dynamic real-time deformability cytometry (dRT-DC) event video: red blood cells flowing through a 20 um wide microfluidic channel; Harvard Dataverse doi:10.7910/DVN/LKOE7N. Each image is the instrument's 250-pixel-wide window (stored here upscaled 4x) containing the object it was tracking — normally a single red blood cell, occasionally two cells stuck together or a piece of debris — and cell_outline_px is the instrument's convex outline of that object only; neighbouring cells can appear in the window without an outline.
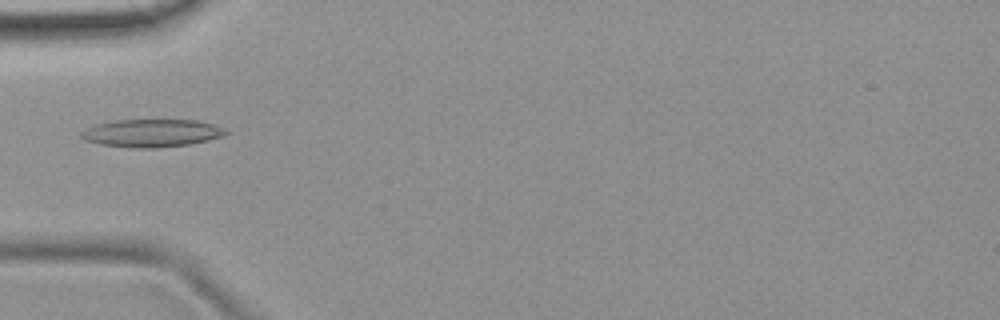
{"species": "common noctule bat (a hibernating species)", "species_latin": "Nyctalus noctula", "temperature_condition": "room temperature", "stored_images_in_passage": 33, "camera_frame_rate_fps": 3000, "um_per_image_px": 0.085, "animal": {"sex": "female", "body_mass_g": 19.9}, "frame": {"image": 1, "passage_image": 1, "time_ms": 0.0, "image_size_px": [1000, 320], "cell_outline_px": [[228, 132], [220, 136], [208, 140], [188, 144], [156, 148], [132, 148], [100, 144], [84, 140], [80, 136], [80, 132], [96, 124], [112, 120], [196, 120], [212, 124], [224, 128]], "centroid_in_image_um": [12.85, 11.31], "position_along_channel_um": 72.2, "area_um2": 23.29}}
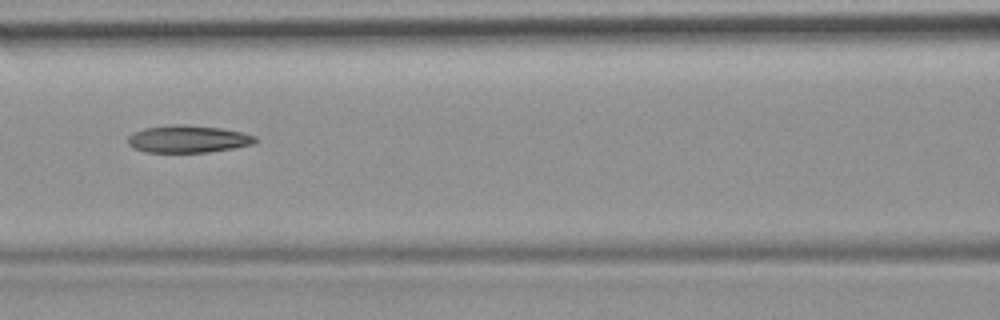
{"frame": {"image": 2, "passage_image": 7, "time_ms": 2.0, "image_size_px": [1000, 320], "cell_outline_px": [[260, 140], [252, 144], [232, 148], [208, 152], [148, 152], [132, 148], [128, 144], [128, 136], [132, 132], [144, 128], [172, 124], [184, 124], [220, 128], [244, 132], [256, 136]], "centroid_in_image_um": [15.98, 11.8], "position_along_channel_um": 150.6, "area_um2": 20.46}}
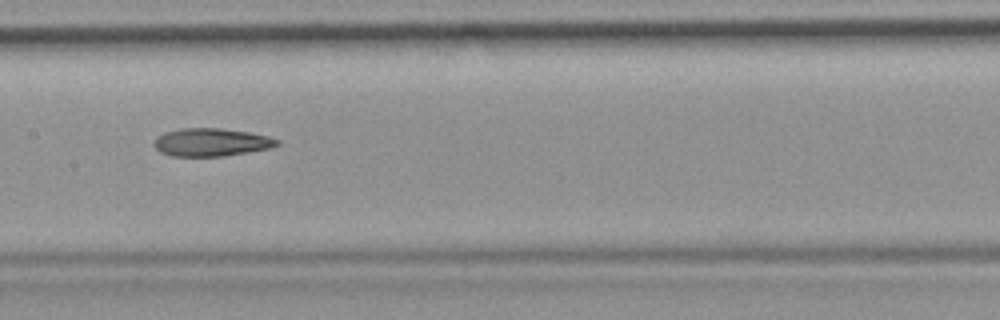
{"frame": {"image": 3, "passage_image": 10, "time_ms": 3.0, "image_size_px": [1000, 320], "cell_outline_px": [[280, 144], [268, 148], [248, 152], [224, 156], [172, 156], [160, 152], [152, 144], [164, 132], [180, 128], [220, 128], [248, 132], [268, 136], [280, 140]], "centroid_in_image_um": [17.96, 12.09], "position_along_channel_um": 189.4, "area_um2": 19.94}}